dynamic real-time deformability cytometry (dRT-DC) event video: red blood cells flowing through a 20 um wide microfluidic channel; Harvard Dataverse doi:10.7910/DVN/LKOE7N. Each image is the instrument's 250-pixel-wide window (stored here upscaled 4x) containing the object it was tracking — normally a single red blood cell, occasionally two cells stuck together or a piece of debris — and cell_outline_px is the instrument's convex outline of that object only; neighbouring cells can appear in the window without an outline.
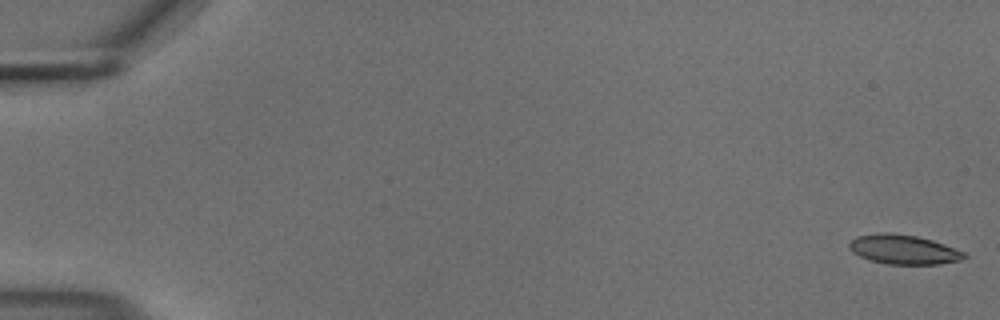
{"species": "common noctule bat (a hibernating species)", "species_latin": "Nyctalus noctula", "temperature_condition": "cold", "stored_images_in_passage": 55, "camera_frame_rate_fps": 3000, "um_per_image_px": 0.085, "animal": {"sex": "male", "body_mass_g": 18.8}, "frame": {"image": 1, "passage_image": 1, "time_ms": 0.0, "image_size_px": [1000, 320], "cell_outline_px": [[968, 256], [960, 260], [940, 264], [888, 264], [872, 260], [860, 256], [852, 252], [848, 248], [848, 244], [856, 236], [884, 232], [888, 232], [916, 236], [932, 240], [944, 244], [964, 252]], "centroid_in_image_um": [76.79, 21.2], "position_along_channel_um": 8.2, "area_um2": 19.59}}
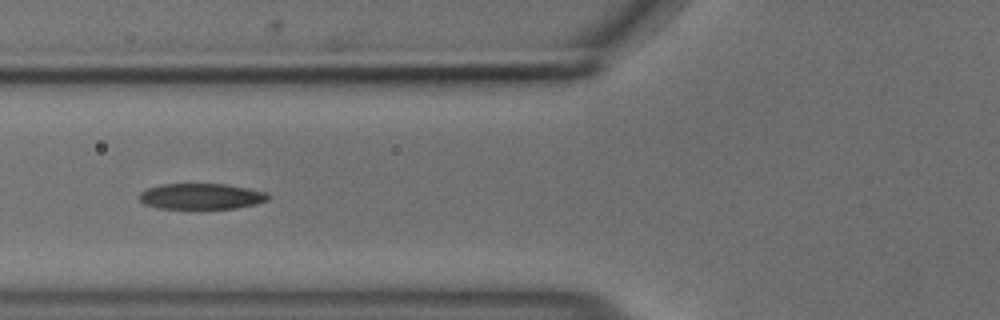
{"frame": {"image": 2, "passage_image": 22, "time_ms": 7.0, "image_size_px": [1000, 320], "cell_outline_px": [[272, 196], [268, 200], [256, 204], [236, 208], [156, 208], [144, 204], [140, 200], [140, 192], [148, 188], [160, 184], [224, 184], [248, 188], [268, 192]], "centroid_in_image_um": [17.14, 16.68], "position_along_channel_um": 108.7, "area_um2": 19.42}}
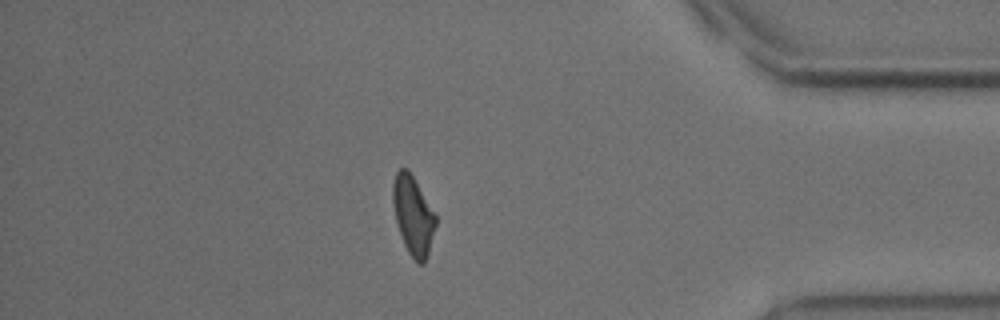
{"frame": {"image": 3, "passage_image": 48, "time_ms": 15.667, "image_size_px": [1000, 320], "cell_outline_px": [[436, 224], [428, 256], [424, 264], [416, 264], [408, 252], [404, 244], [396, 224], [392, 200], [392, 184], [396, 172], [400, 168], [408, 168], [436, 216]], "centroid_in_image_um": [35.1, 18.34], "position_along_channel_um": 400.1, "area_um2": 19.77}, "authors_computed_cell_mechanics": {"area_um2": 20.23, "velocity_mm_per_s": 3.7001, "shape_relaxation_time_tau1_ms": 3.4878, "shape_relaxation_time_tau2_ms": 3.1914, "deformation_change_tau1": 0.1485, "deformation_change_tau2": 0.105}}